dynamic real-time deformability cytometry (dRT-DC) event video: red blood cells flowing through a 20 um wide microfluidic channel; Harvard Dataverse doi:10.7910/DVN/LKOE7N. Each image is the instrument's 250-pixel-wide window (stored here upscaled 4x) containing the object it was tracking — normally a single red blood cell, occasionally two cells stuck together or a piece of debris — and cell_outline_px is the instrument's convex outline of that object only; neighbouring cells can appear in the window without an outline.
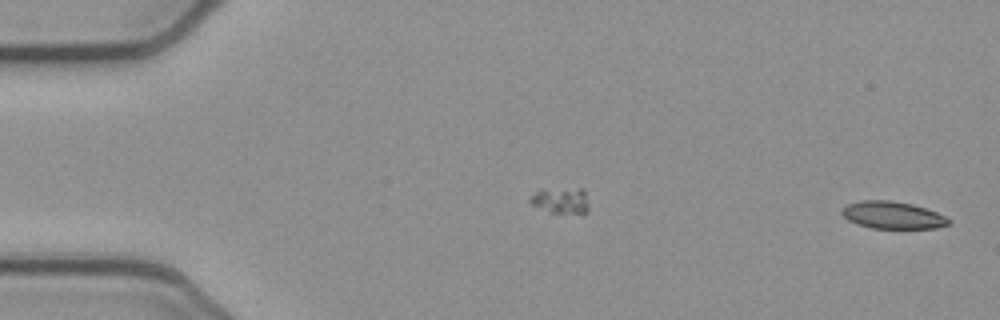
{"species": "common noctule bat (a hibernating species)", "species_latin": "Nyctalus noctula", "temperature_condition": "cold", "stored_images_in_passage": 52, "camera_frame_rate_fps": 3000, "um_per_image_px": 0.085, "animal": {"sex": "female", "body_mass_g": 21.9}, "frame": {"image": 1, "passage_image": 1, "time_ms": 0.0, "image_size_px": [1000, 320], "cell_outline_px": [[948, 224], [936, 228], [872, 228], [856, 224], [848, 220], [840, 212], [848, 204], [860, 200], [888, 200], [912, 204], [936, 212], [944, 216], [948, 220]], "centroid_in_image_um": [75.82, 18.28], "position_along_channel_um": 9.2, "area_um2": 16.7}}
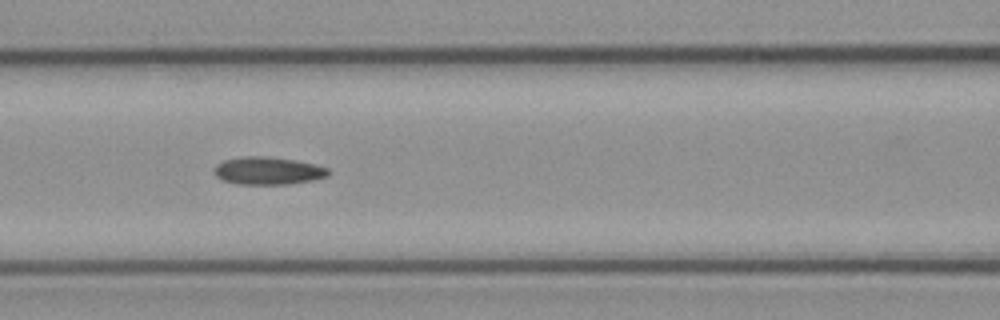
{"frame": {"image": 2, "passage_image": 22, "time_ms": 7.0, "image_size_px": [1000, 320], "cell_outline_px": [[328, 176], [312, 180], [288, 184], [240, 184], [224, 180], [216, 176], [212, 172], [212, 168], [216, 164], [224, 160], [244, 156], [268, 156], [296, 160], [328, 168]], "centroid_in_image_um": [22.73, 14.5], "position_along_channel_um": 143.9, "area_um2": 18.38}}
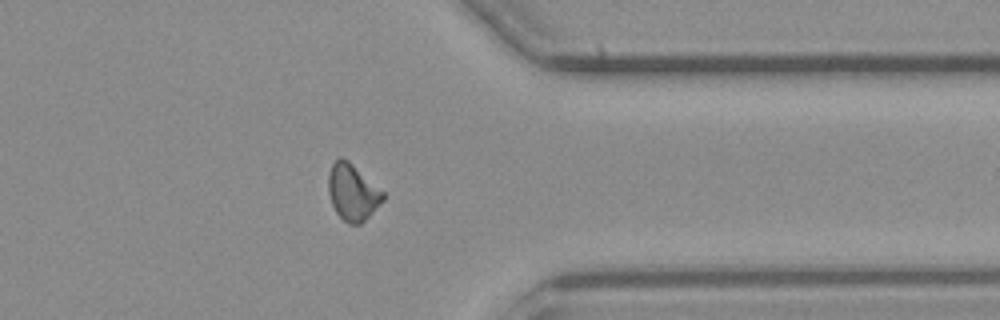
{"frame": {"image": 3, "passage_image": 41, "time_ms": 13.333, "image_size_px": [1000, 320], "cell_outline_px": [[384, 200], [360, 224], [348, 224], [336, 212], [332, 204], [328, 192], [328, 176], [332, 164], [340, 156], [348, 160], [384, 192]], "centroid_in_image_um": [29.96, 16.33], "position_along_channel_um": 381.4, "area_um2": 17.74}, "authors_computed_cell_mechanics": {"area_um2": 17.8024, "velocity_mm_per_s": 3.9007, "shape_relaxation_time_tau1_ms": null, "shape_relaxation_time_tau2_ms": 10.5501, "deformation_change_tau1": null, "deformation_change_tau2": 0.1849}}